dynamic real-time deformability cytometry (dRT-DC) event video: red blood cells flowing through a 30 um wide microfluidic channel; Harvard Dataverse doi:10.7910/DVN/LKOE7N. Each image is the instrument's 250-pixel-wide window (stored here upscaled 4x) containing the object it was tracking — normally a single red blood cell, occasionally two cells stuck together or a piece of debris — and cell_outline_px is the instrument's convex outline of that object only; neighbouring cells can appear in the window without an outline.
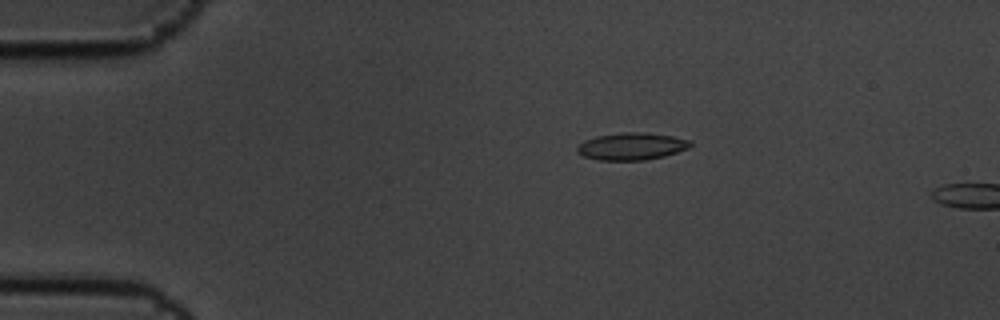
{"species": "common noctule bat (a hibernating species)", "species_latin": "Nyctalus noctula", "temperature_condition": "cold", "stored_images_in_passage": 6, "camera_frame_rate_fps": 3000, "um_per_image_px": 0.085, "animal": {"sex": "male", "body_mass_g": 19.5, "forearm_length_mm": 54.6}, "frame": {"image": 1, "passage_image": 6, "time_ms": 1.667, "image_size_px": [1000, 320], "cell_outline_px": [[692, 144], [688, 148], [664, 156], [644, 160], [596, 160], [584, 156], [576, 152], [576, 148], [584, 140], [596, 136], [624, 132], [644, 132], [672, 136], [692, 140]], "centroid_in_image_um": [53.68, 12.43], "position_along_channel_um": 31.3, "area_um2": 17.98}}